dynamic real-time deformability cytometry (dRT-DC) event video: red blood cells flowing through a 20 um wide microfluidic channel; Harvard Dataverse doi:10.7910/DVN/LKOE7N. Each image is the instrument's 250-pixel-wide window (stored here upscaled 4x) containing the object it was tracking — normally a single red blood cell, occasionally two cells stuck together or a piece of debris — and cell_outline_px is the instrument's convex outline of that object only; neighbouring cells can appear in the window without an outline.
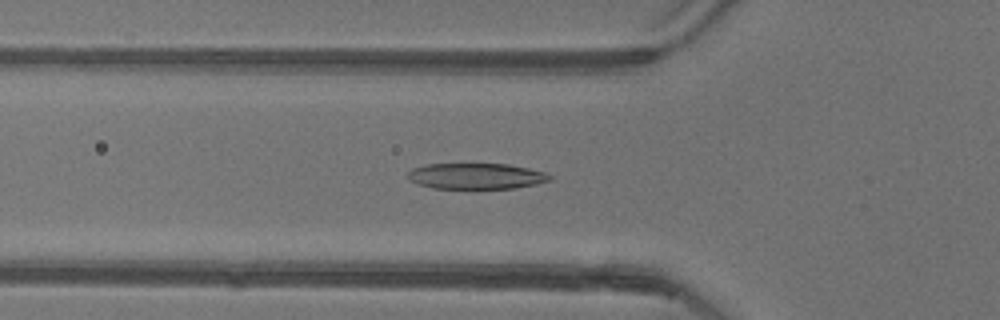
{"species": "common noctule bat (a hibernating species)", "species_latin": "Nyctalus noctula", "temperature_condition": "warm", "stored_images_in_passage": 35, "camera_frame_rate_fps": 3000, "um_per_image_px": 0.085, "animal": {"sex": "female"}, "frame": {"image": 1, "passage_image": 7, "time_ms": 2.0, "image_size_px": [1000, 320], "cell_outline_px": [[552, 180], [536, 184], [516, 188], [476, 192], [432, 188], [408, 180], [408, 172], [412, 168], [428, 164], [508, 164], [548, 172], [552, 176]], "centroid_in_image_um": [40.51, 15.02], "position_along_channel_um": 85.3, "area_um2": 22.66}}
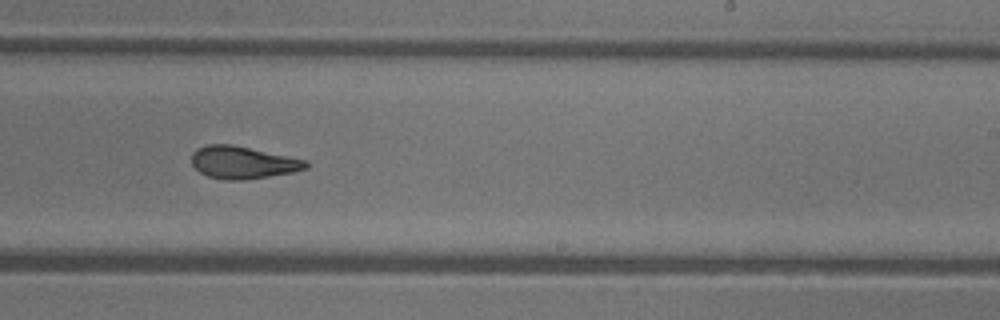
{"frame": {"image": 2, "passage_image": 21, "time_ms": 6.667, "image_size_px": [1000, 320], "cell_outline_px": [[308, 168], [292, 172], [244, 180], [228, 180], [208, 176], [200, 172], [192, 164], [192, 152], [196, 148], [208, 144], [232, 144], [308, 160]], "centroid_in_image_um": [20.64, 13.8], "position_along_channel_um": 268.4, "area_um2": 21.56}}
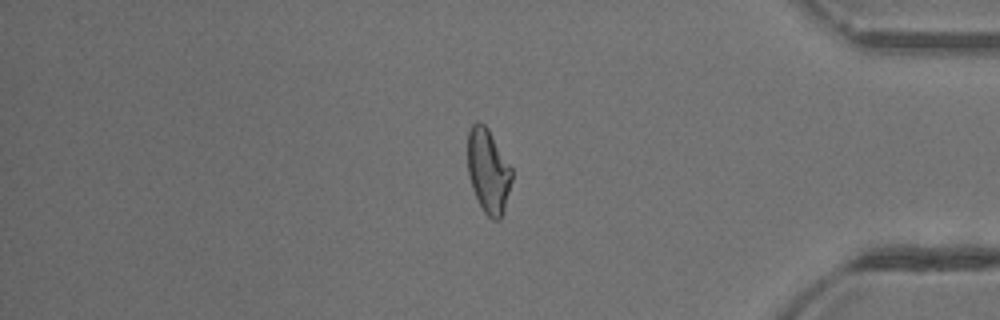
{"frame": {"image": 3, "passage_image": 33, "time_ms": 10.667, "image_size_px": [1000, 320], "cell_outline_px": [[512, 180], [504, 212], [500, 220], [492, 220], [484, 212], [472, 188], [468, 176], [468, 132], [472, 124], [476, 120], [480, 120], [488, 128], [512, 168]], "centroid_in_image_um": [41.5, 14.53], "position_along_channel_um": 393.7, "area_um2": 21.85}, "authors_computed_cell_mechanics": {"area_um2": 21.8484, "velocity_mm_per_s": 3.9048, "shape_relaxation_time_tau1_ms": 9.9376, "shape_relaxation_time_tau2_ms": 2.8955, "deformation_change_tau1": 0.2545, "deformation_change_tau2": 0.1069}}